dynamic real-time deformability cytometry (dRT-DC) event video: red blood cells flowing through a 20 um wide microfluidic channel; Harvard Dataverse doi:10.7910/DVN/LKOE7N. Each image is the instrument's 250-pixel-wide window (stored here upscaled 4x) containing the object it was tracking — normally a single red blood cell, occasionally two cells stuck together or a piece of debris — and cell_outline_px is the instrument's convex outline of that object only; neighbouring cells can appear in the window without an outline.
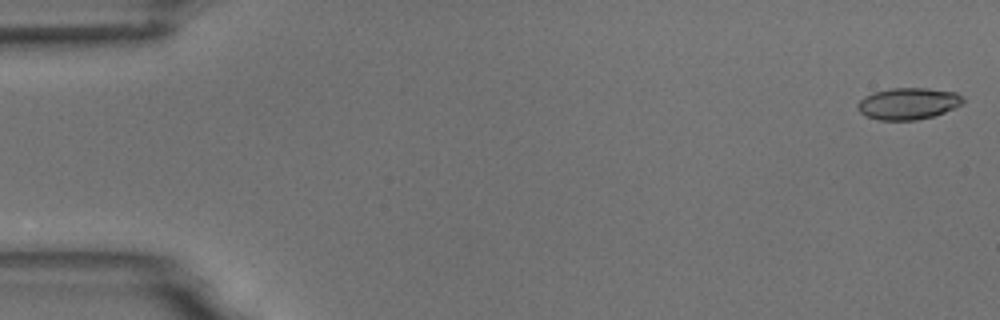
{"species": "common noctule bat (a hibernating species)", "species_latin": "Nyctalus noctula", "temperature_condition": "room temperature", "stored_images_in_passage": 5, "segment_of_instrument_passage": [2, 2], "camera_frame_rate_fps": 3000, "um_per_image_px": 0.085, "animal": {"sex": "male", "body_mass_g": 18.8}, "frame": {"image": 1, "passage_image": 5, "time_ms": 5.333, "image_size_px": [1000, 320], "cell_outline_px": [[964, 100], [960, 104], [944, 112], [932, 116], [916, 120], [880, 120], [868, 116], [860, 112], [856, 108], [856, 104], [860, 100], [872, 92], [892, 88], [928, 88], [956, 92]], "centroid_in_image_um": [77.15, 8.8], "position_along_channel_um": 7.8, "area_um2": 19.25}}